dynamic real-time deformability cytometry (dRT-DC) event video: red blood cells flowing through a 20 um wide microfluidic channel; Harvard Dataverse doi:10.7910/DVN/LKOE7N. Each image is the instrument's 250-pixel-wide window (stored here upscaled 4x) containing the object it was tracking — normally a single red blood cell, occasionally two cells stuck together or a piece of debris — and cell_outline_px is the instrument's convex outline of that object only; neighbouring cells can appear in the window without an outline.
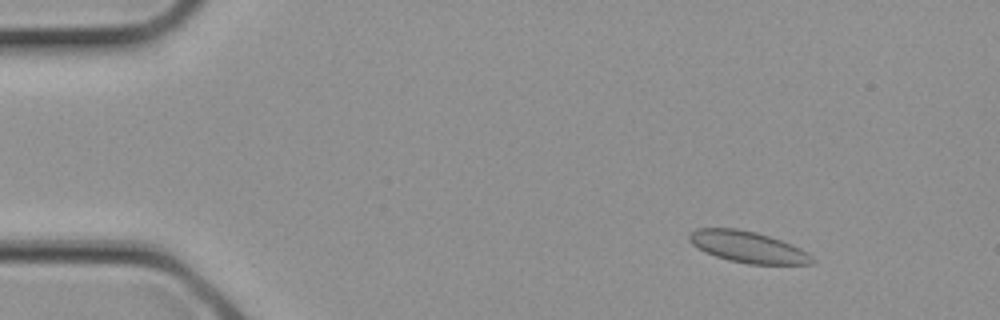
{"species": "common noctule bat (a hibernating species)", "species_latin": "Nyctalus noctula", "temperature_condition": "cold", "stored_images_in_passage": 2, "camera_frame_rate_fps": 3000, "um_per_image_px": 0.085, "animal": {"sex": "female", "body_mass_g": 21.9}, "frame": {"image": 1, "passage_image": 1, "time_ms": 0.0, "image_size_px": [1000, 320], "cell_outline_px": [[816, 260], [812, 264], [748, 264], [728, 260], [704, 252], [692, 244], [688, 240], [688, 236], [696, 228], [736, 228], [756, 232], [792, 244], [808, 252]], "centroid_in_image_um": [63.57, 20.99], "position_along_channel_um": 21.4, "area_um2": 22.48}}